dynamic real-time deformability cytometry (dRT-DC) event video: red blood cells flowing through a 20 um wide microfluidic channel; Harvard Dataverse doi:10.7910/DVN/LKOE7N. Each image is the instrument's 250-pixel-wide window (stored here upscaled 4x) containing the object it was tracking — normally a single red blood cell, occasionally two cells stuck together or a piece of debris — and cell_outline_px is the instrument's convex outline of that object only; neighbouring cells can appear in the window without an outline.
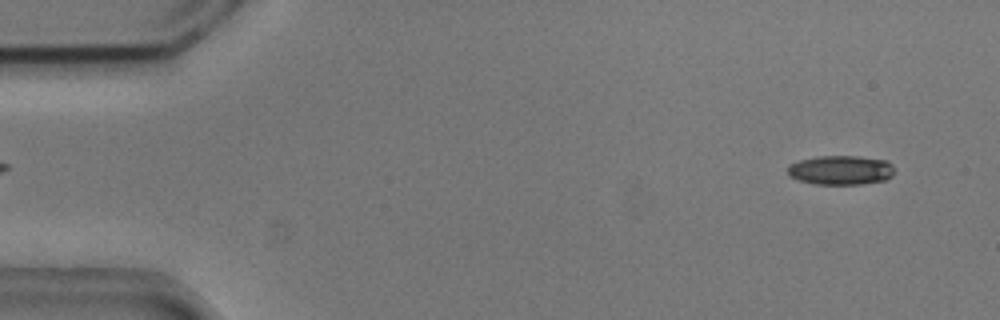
{"species": "common noctule bat (a hibernating species)", "species_latin": "Nyctalus noctula", "temperature_condition": "cold", "stored_images_in_passage": 5, "camera_frame_rate_fps": 3000, "um_per_image_px": 0.085, "animal": {"sex": "male", "body_mass_g": 20.5, "forearm_length_mm": 52.5}, "frame": {"image": 1, "passage_image": 1, "time_ms": 0.0, "image_size_px": [1000, 320], "cell_outline_px": [[896, 172], [892, 176], [884, 180], [860, 184], [816, 184], [800, 180], [788, 176], [788, 164], [800, 160], [816, 156], [860, 156], [888, 160], [892, 164]], "centroid_in_image_um": [71.49, 14.45], "position_along_channel_um": 13.5, "area_um2": 18.44}}
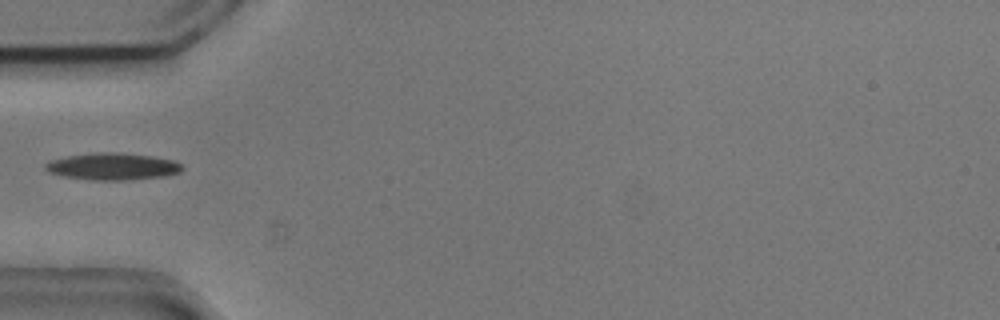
{"frame": {"image": 2, "passage_image": 5, "time_ms": 1.333, "image_size_px": [1000, 320], "cell_outline_px": [[184, 168], [180, 172], [160, 176], [124, 180], [92, 180], [64, 176], [48, 172], [44, 168], [44, 164], [48, 160], [68, 156], [100, 152], [116, 152], [152, 156], [176, 160]], "centroid_in_image_um": [9.54, 14.14], "position_along_channel_um": 75.5, "area_um2": 21.39}}